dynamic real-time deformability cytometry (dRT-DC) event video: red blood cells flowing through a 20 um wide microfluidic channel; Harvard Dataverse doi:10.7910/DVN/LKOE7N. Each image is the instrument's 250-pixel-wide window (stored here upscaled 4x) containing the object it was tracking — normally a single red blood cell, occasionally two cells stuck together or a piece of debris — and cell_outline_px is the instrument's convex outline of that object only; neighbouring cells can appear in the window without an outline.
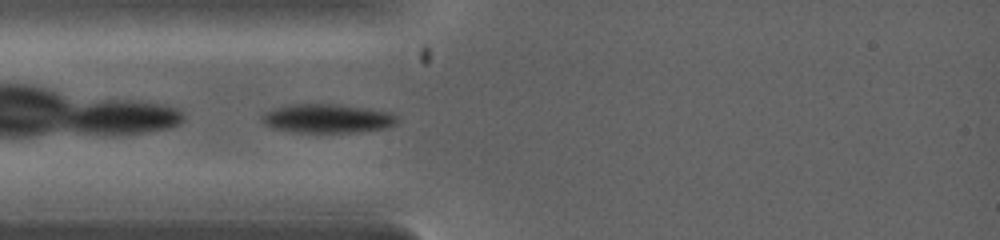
{"species": "common noctule bat (a hibernating species)", "species_latin": "Nyctalus noctula", "temperature_condition": "warm", "stored_images_in_passage": 2, "camera_frame_rate_fps": 5000, "um_per_image_px": 0.085, "animal": {"sex": "female", "body_mass_g": 19.0, "forearm_length_mm": 53.3}, "frame": {"image": 1, "passage_image": 2, "time_ms": 0.4, "image_size_px": [1000, 240], "cell_outline_px": [[396, 124], [388, 128], [352, 132], [292, 132], [272, 128], [264, 124], [260, 120], [260, 116], [264, 112], [276, 108], [292, 104], [336, 104], [364, 108], [388, 112], [396, 116]], "centroid_in_image_um": [27.76, 10.08], "position_along_channel_um": 57.2, "area_um2": 22.66}}